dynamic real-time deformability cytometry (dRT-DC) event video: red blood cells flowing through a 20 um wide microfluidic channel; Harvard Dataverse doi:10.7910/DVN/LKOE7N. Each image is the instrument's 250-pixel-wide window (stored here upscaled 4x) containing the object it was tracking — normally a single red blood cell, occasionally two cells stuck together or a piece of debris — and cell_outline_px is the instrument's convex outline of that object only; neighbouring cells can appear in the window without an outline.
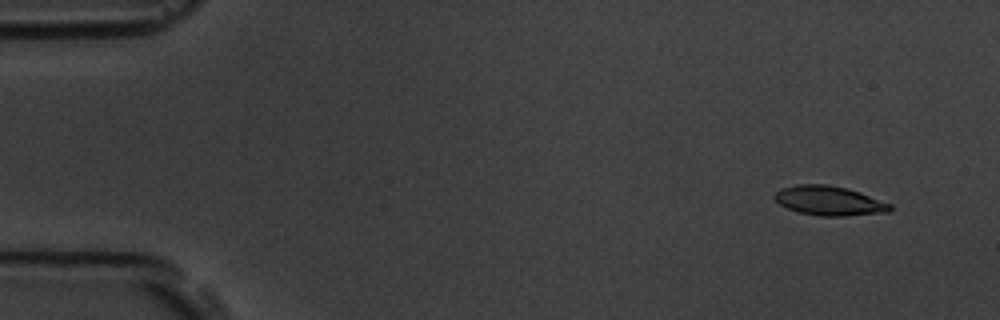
{"species": "common noctule bat (a hibernating species)", "species_latin": "Nyctalus noctula", "temperature_condition": "room temperature", "stored_images_in_passage": 7, "camera_frame_rate_fps": 3000, "um_per_image_px": 0.085, "animal": {"sex": "male", "body_mass_g": 19.5, "forearm_length_mm": 54.6}, "frame": {"image": 1, "passage_image": 2, "time_ms": 1.333, "image_size_px": [1000, 320], "cell_outline_px": [[892, 208], [888, 212], [844, 216], [820, 216], [800, 212], [788, 208], [780, 204], [772, 196], [780, 188], [796, 184], [828, 184], [848, 188], [860, 192], [892, 204]], "centroid_in_image_um": [70.48, 17.05], "position_along_channel_um": 14.5, "area_um2": 19.88}}
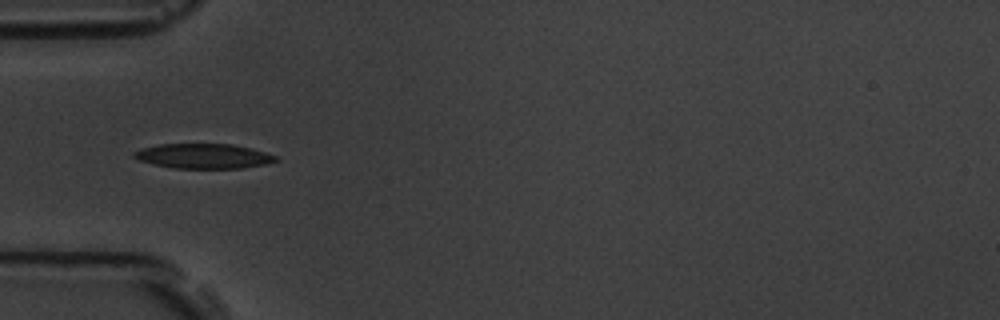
{"frame": {"image": 2, "passage_image": 6, "time_ms": 6.0, "image_size_px": [1000, 320], "cell_outline_px": [[280, 160], [264, 164], [244, 168], [176, 168], [156, 164], [140, 160], [132, 156], [132, 152], [144, 148], [160, 144], [232, 144], [252, 148], [276, 156]], "centroid_in_image_um": [17.33, 13.26], "position_along_channel_um": 67.7, "area_um2": 20.29}}
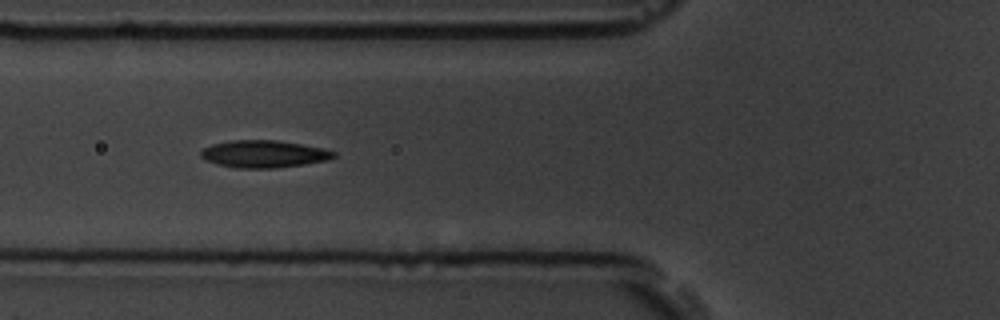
{"frame": {"image": 3, "passage_image": 7, "time_ms": 7.0, "image_size_px": [1000, 320], "cell_outline_px": [[336, 156], [324, 160], [304, 164], [276, 168], [236, 168], [216, 164], [204, 160], [200, 156], [200, 152], [204, 148], [212, 144], [232, 140], [276, 140], [324, 148], [336, 152]], "centroid_in_image_um": [22.38, 13.09], "position_along_channel_um": 103.4, "area_um2": 21.1}}